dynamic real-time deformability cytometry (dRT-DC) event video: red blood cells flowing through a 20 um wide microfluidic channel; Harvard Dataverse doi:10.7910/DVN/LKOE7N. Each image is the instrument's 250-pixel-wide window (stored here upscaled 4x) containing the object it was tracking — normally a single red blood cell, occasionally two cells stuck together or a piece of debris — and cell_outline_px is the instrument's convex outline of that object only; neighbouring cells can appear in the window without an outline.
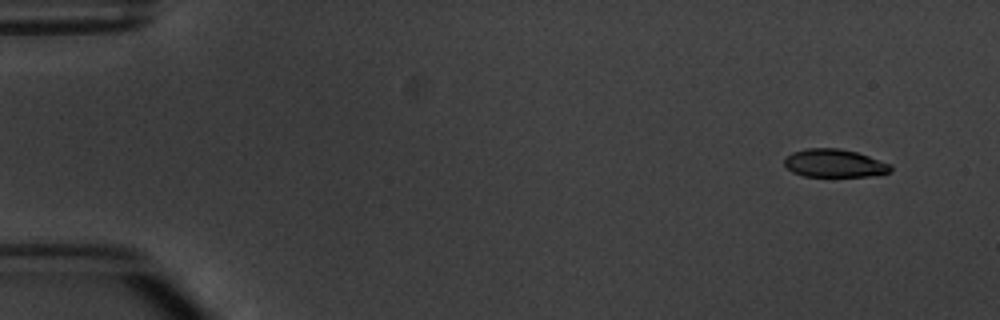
{"species": "common noctule bat (a hibernating species)", "species_latin": "Nyctalus noctula", "temperature_condition": "warm", "stored_images_in_passage": 7, "camera_frame_rate_fps": 3000, "um_per_image_px": 0.085, "animal": {"sex": "male", "body_mass_g": 20.1, "forearm_length_mm": 53.5}, "frame": {"image": 1, "passage_image": 1, "time_ms": 0.0, "image_size_px": [1000, 320], "cell_outline_px": [[892, 172], [880, 176], [804, 176], [792, 172], [784, 164], [784, 160], [792, 152], [804, 148], [840, 148], [856, 152], [892, 164]], "centroid_in_image_um": [70.97, 13.88], "position_along_channel_um": 14.0, "area_um2": 17.57}}
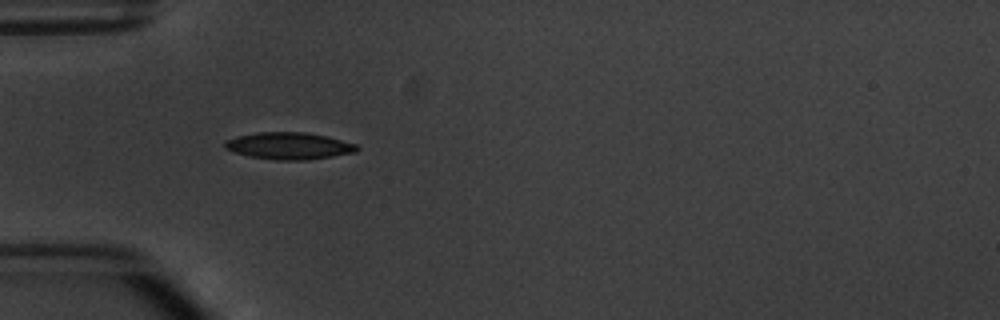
{"frame": {"image": 2, "passage_image": 5, "time_ms": 4.333, "image_size_px": [1000, 320], "cell_outline_px": [[360, 148], [356, 152], [308, 160], [276, 160], [248, 156], [224, 148], [224, 140], [236, 136], [256, 132], [308, 132], [328, 136], [356, 144]], "centroid_in_image_um": [24.56, 12.39], "position_along_channel_um": 60.4, "area_um2": 20.92}}
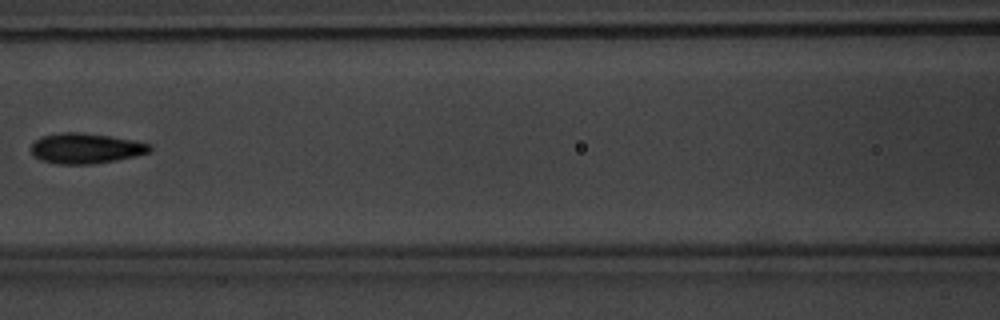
{"frame": {"image": 3, "passage_image": 7, "time_ms": 7.0, "image_size_px": [1000, 320], "cell_outline_px": [[152, 148], [148, 152], [116, 160], [92, 164], [56, 164], [40, 160], [32, 152], [32, 144], [40, 136], [64, 132], [84, 132], [132, 140], [152, 144]], "centroid_in_image_um": [7.26, 12.6], "position_along_channel_um": 159.3, "area_um2": 20.81}}